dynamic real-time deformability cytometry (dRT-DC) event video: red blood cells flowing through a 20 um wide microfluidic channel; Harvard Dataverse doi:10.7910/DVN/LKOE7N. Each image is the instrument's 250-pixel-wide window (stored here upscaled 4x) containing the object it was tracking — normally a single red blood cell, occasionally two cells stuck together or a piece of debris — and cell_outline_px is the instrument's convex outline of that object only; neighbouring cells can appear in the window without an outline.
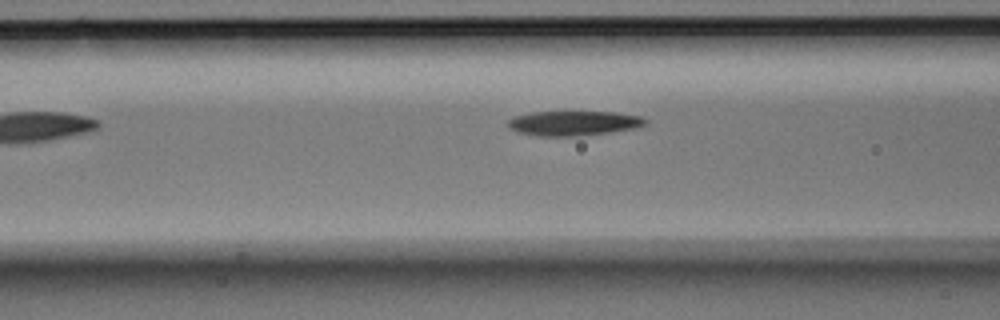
{"species": "Egyptian fruit bat (a non-hibernating species)", "species_latin": "Rousettus aegyptiacus", "temperature_condition": "room temperature", "stored_images_in_passage": 5, "camera_frame_rate_fps": 3000, "um_per_image_px": 0.085, "animal": {"sex": "male"}, "frame": {"image": 1, "passage_image": 5, "time_ms": 1.333, "image_size_px": [1000, 320], "cell_outline_px": [[648, 124], [636, 128], [580, 136], [540, 136], [516, 132], [508, 128], [508, 120], [512, 116], [532, 112], [616, 112], [644, 116], [648, 120]], "centroid_in_image_um": [48.78, 10.47], "position_along_channel_um": 117.8, "area_um2": 20.06}}